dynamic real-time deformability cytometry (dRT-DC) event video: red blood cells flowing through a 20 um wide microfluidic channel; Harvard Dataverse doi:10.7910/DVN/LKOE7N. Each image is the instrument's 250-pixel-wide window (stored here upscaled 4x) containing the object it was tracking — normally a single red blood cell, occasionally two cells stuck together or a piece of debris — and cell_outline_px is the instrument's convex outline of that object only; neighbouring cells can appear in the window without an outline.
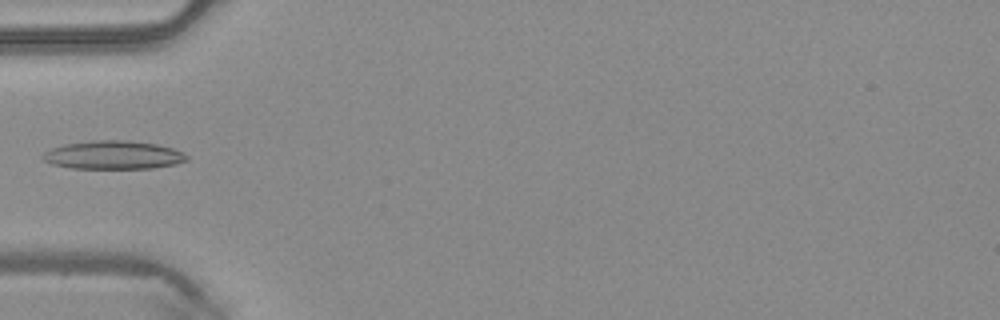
{"species": "common noctule bat (a hibernating species)", "species_latin": "Nyctalus noctula", "temperature_condition": "warm", "stored_images_in_passage": 5, "camera_frame_rate_fps": 3000, "um_per_image_px": 0.085, "animal": {"sex": "male", "body_mass_g": 20.4}, "frame": {"image": 1, "passage_image": 4, "time_ms": 1.0, "image_size_px": [1000, 320], "cell_outline_px": [[188, 160], [176, 164], [152, 168], [72, 168], [52, 164], [44, 160], [40, 156], [44, 152], [52, 148], [64, 144], [92, 140], [128, 140], [156, 144], [172, 148], [184, 152], [188, 156]], "centroid_in_image_um": [9.64, 13.17], "position_along_channel_um": 75.4, "area_um2": 23.87}}
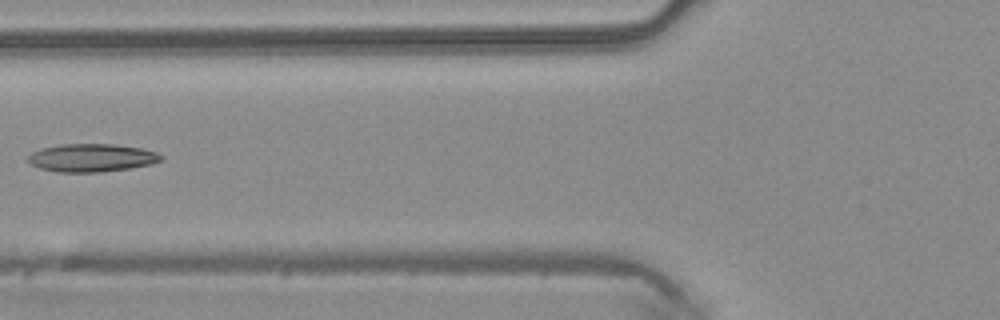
{"frame": {"image": 2, "passage_image": 5, "time_ms": 1.333, "image_size_px": [1000, 320], "cell_outline_px": [[164, 160], [152, 164], [132, 168], [100, 172], [56, 172], [40, 168], [32, 164], [28, 160], [28, 156], [32, 152], [40, 148], [60, 144], [116, 144], [140, 148], [156, 152], [164, 156]], "centroid_in_image_um": [7.82, 13.41], "position_along_channel_um": 118.0, "area_um2": 21.91}}